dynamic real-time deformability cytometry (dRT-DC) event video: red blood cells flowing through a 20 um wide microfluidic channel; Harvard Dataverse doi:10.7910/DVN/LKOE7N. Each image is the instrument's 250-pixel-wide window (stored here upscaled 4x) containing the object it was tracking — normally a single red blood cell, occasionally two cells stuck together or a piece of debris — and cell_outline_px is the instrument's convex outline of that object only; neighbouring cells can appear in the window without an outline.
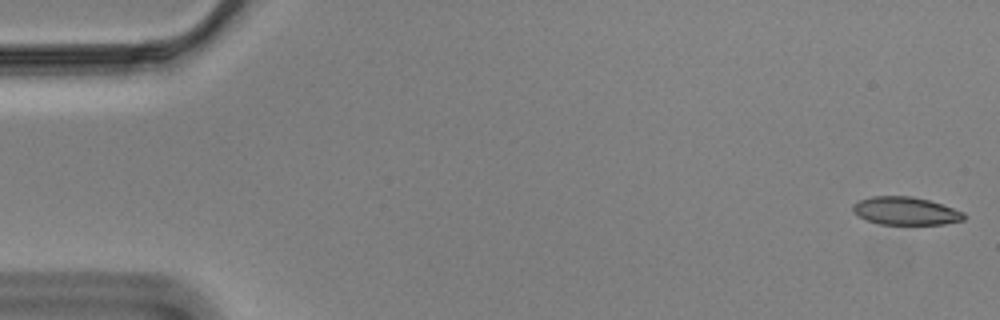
{"species": "Egyptian fruit bat (a non-hibernating species)", "species_latin": "Rousettus aegyptiacus", "temperature_condition": "cold", "stored_images_in_passage": 57, "segment_of_instrument_passage": [1, 2], "camera_frame_rate_fps": 3000, "um_per_image_px": 0.085, "animal": {"sex": "male"}, "frame": {"image": 1, "passage_image": 1, "time_ms": 0.0, "image_size_px": [1000, 320], "cell_outline_px": [[964, 220], [944, 224], [880, 224], [856, 216], [852, 212], [852, 204], [860, 200], [872, 196], [912, 196], [928, 200], [964, 212]], "centroid_in_image_um": [76.93, 17.93], "position_along_channel_um": 8.1, "area_um2": 18.03}}
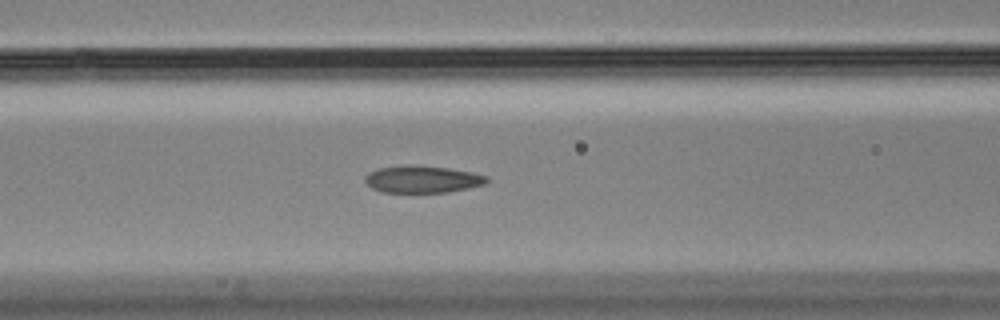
{"frame": {"image": 2, "passage_image": 23, "time_ms": 7.333, "image_size_px": [1000, 320], "cell_outline_px": [[488, 180], [484, 184], [468, 188], [448, 192], [384, 192], [372, 188], [364, 180], [364, 176], [368, 172], [380, 168], [412, 164], [416, 164], [448, 168], [472, 172], [488, 176]], "centroid_in_image_um": [35.9, 15.22], "position_along_channel_um": 130.7, "area_um2": 19.25}}
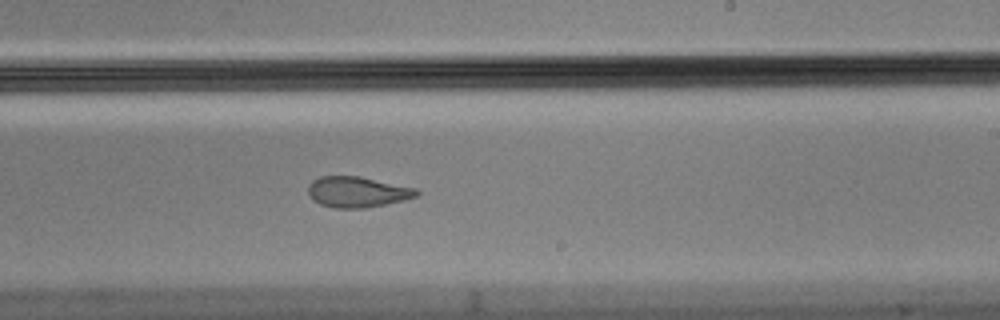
{"frame": {"image": 3, "passage_image": 34, "time_ms": 11.0, "image_size_px": [1000, 320], "cell_outline_px": [[420, 192], [416, 196], [404, 200], [364, 208], [336, 208], [320, 204], [312, 200], [308, 192], [308, 184], [312, 180], [320, 176], [360, 176], [416, 188]], "centroid_in_image_um": [30.34, 16.31], "position_along_channel_um": 258.7, "area_um2": 19.42}}